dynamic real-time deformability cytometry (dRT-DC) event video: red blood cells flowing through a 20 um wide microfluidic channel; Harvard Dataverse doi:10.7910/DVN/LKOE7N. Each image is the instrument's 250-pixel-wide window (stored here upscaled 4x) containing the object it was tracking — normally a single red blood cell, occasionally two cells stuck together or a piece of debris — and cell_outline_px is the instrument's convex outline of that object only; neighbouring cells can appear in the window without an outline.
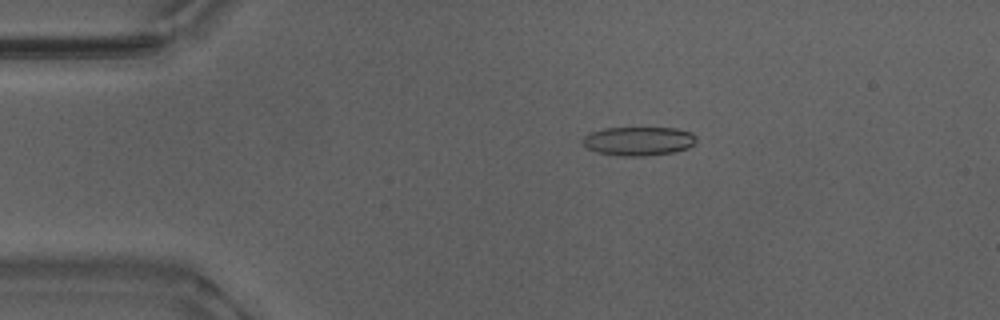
{"species": "Egyptian fruit bat (a non-hibernating species)", "species_latin": "Rousettus aegyptiacus", "temperature_condition": "warm", "stored_images_in_passage": 53, "camera_frame_rate_fps": 3000, "um_per_image_px": 0.085, "animal": {"sex": "male"}, "frame": {"image": 1, "passage_image": 10, "time_ms": 3.0, "image_size_px": [1000, 320], "cell_outline_px": [[696, 140], [688, 148], [676, 152], [644, 156], [620, 156], [596, 152], [588, 148], [580, 140], [588, 132], [604, 128], [676, 128], [692, 132], [696, 136]], "centroid_in_image_um": [54.26, 11.99], "position_along_channel_um": 30.7, "area_um2": 19.31}}
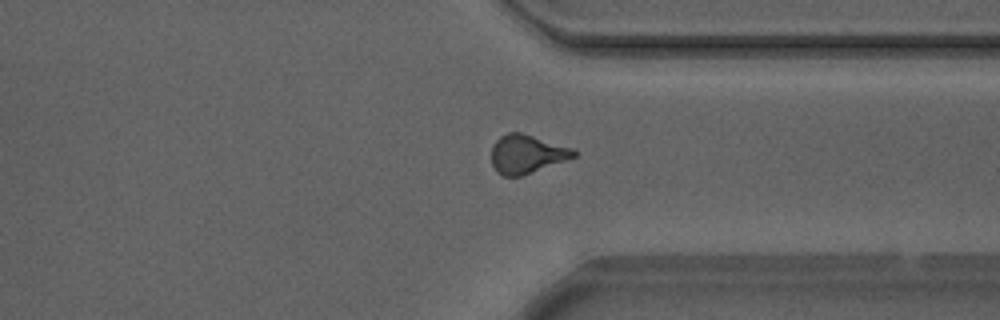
{"frame": {"image": 2, "passage_image": 40, "time_ms": 13.0, "image_size_px": [1000, 320], "cell_outline_px": [[576, 156], [520, 176], [504, 176], [496, 172], [492, 164], [492, 144], [500, 136], [508, 132], [520, 132], [572, 148], [576, 152]], "centroid_in_image_um": [44.72, 13.08], "position_along_channel_um": 366.7, "area_um2": 18.21}}
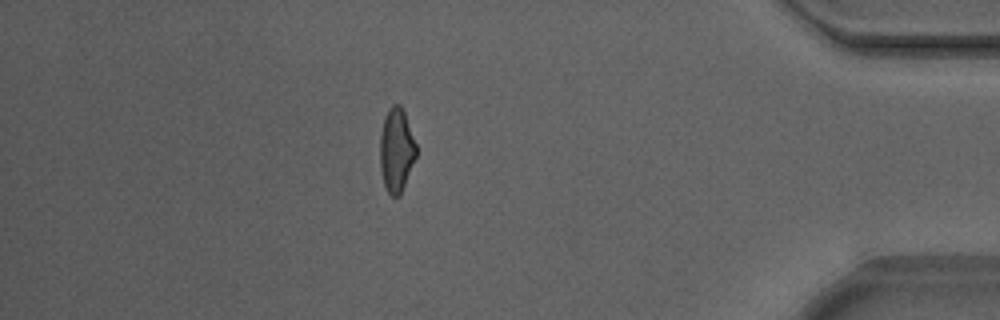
{"frame": {"image": 3, "passage_image": 46, "time_ms": 15.0, "image_size_px": [1000, 320], "cell_outline_px": [[416, 156], [400, 196], [392, 196], [388, 192], [384, 184], [380, 168], [380, 136], [384, 120], [388, 108], [392, 104], [400, 104], [404, 112], [416, 144]], "centroid_in_image_um": [33.69, 12.76], "position_along_channel_um": 401.5, "area_um2": 17.51}, "authors_computed_cell_mechanics": {"area_um2": 18.5538, "velocity_mm_per_s": 3.8742, "shape_relaxation_time_tau1_ms": 7.8728, "shape_relaxation_time_tau2_ms": 1.6185, "deformation_change_tau1": 0.1837, "deformation_change_tau2": 0.0965}}